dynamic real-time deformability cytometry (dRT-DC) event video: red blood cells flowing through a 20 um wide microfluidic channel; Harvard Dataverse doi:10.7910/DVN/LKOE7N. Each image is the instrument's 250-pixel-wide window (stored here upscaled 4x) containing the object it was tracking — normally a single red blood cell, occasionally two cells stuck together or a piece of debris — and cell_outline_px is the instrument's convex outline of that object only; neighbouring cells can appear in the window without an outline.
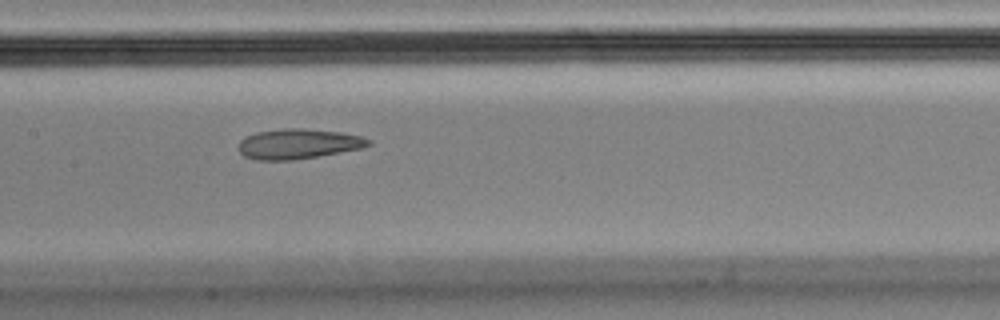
{"species": "Egyptian fruit bat (a non-hibernating species)", "species_latin": "Rousettus aegyptiacus", "temperature_condition": "cold", "stored_images_in_passage": 7, "camera_frame_rate_fps": 3000, "um_per_image_px": 0.085, "animal": {"sex": "male"}, "frame": {"image": 1, "passage_image": 4, "time_ms": 1.0, "image_size_px": [1000, 320], "cell_outline_px": [[372, 144], [360, 148], [316, 156], [292, 160], [256, 160], [244, 156], [236, 148], [240, 140], [244, 136], [256, 132], [284, 128], [304, 128], [340, 132], [364, 136], [372, 140]], "centroid_in_image_um": [25.31, 12.21], "position_along_channel_um": 182.1, "area_um2": 22.89}}
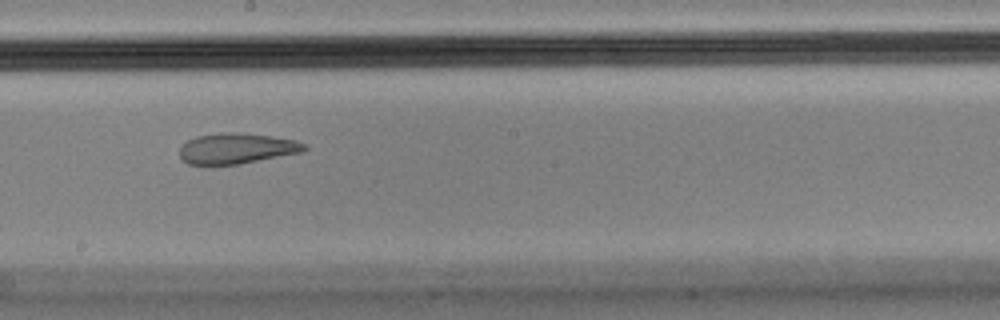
{"frame": {"image": 2, "passage_image": 5, "time_ms": 1.333, "image_size_px": [1000, 320], "cell_outline_px": [[308, 148], [300, 152], [240, 164], [188, 164], [180, 156], [180, 148], [188, 140], [196, 136], [220, 132], [236, 132], [272, 136], [296, 140], [308, 144]], "centroid_in_image_um": [20.14, 12.6], "position_along_channel_um": 228.1, "area_um2": 22.14}}